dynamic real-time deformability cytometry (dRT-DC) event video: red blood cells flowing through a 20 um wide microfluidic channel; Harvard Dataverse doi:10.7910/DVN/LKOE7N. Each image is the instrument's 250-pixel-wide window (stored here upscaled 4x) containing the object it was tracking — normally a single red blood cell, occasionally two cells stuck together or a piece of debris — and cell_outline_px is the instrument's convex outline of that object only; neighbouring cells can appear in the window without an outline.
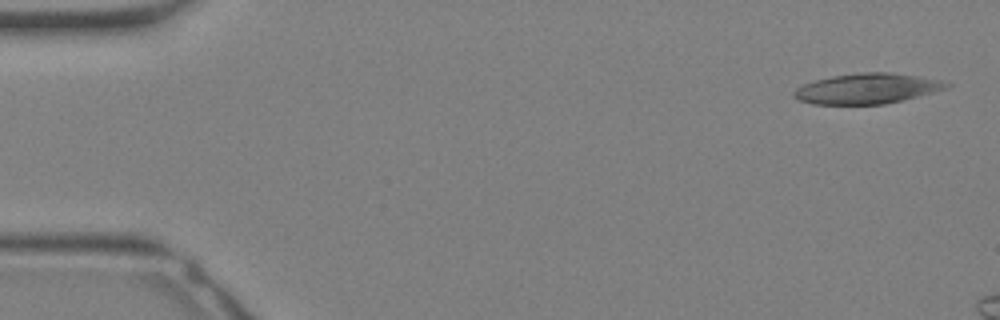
{"species": "Egyptian fruit bat (a non-hibernating species)", "species_latin": "Rousettus aegyptiacus", "temperature_condition": "warm", "stored_images_in_passage": 6, "camera_frame_rate_fps": 3000, "um_per_image_px": 0.085, "animal": {"sex": "female"}, "frame": {"image": 1, "passage_image": 1, "time_ms": 0.0, "image_size_px": [1000, 320], "cell_outline_px": [[952, 84], [948, 88], [884, 104], [812, 104], [800, 100], [792, 96], [792, 92], [796, 88], [804, 84], [816, 80], [832, 76], [860, 72], [888, 72], [916, 76], [940, 80]], "centroid_in_image_um": [73.66, 7.52], "position_along_channel_um": 11.3, "area_um2": 26.65}}